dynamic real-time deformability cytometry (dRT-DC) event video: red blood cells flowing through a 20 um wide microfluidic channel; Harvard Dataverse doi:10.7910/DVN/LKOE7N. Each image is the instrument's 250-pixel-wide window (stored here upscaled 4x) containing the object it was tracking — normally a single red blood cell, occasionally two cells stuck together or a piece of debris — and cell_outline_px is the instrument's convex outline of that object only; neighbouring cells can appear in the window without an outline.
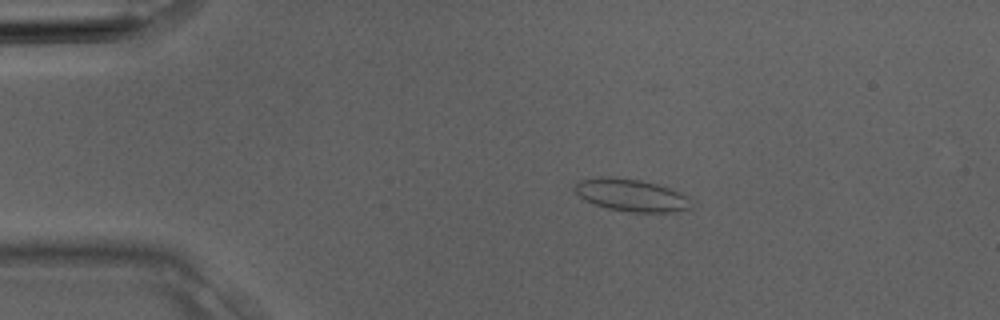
{"species": "Egyptian fruit bat (a non-hibernating species)", "species_latin": "Rousettus aegyptiacus", "temperature_condition": "room temperature", "stored_images_in_passage": 2, "camera_frame_rate_fps": 3000, "um_per_image_px": 0.085, "animal": {"sex": "male"}, "frame": {"image": 1, "passage_image": 1, "time_ms": 0.0, "image_size_px": [1000, 320], "cell_outline_px": [[692, 208], [672, 212], [628, 212], [608, 208], [584, 200], [572, 188], [580, 180], [600, 176], [604, 176], [640, 180], [656, 184], [680, 192], [688, 196], [692, 200]], "centroid_in_image_um": [53.68, 16.59], "position_along_channel_um": 31.3, "area_um2": 21.96}}